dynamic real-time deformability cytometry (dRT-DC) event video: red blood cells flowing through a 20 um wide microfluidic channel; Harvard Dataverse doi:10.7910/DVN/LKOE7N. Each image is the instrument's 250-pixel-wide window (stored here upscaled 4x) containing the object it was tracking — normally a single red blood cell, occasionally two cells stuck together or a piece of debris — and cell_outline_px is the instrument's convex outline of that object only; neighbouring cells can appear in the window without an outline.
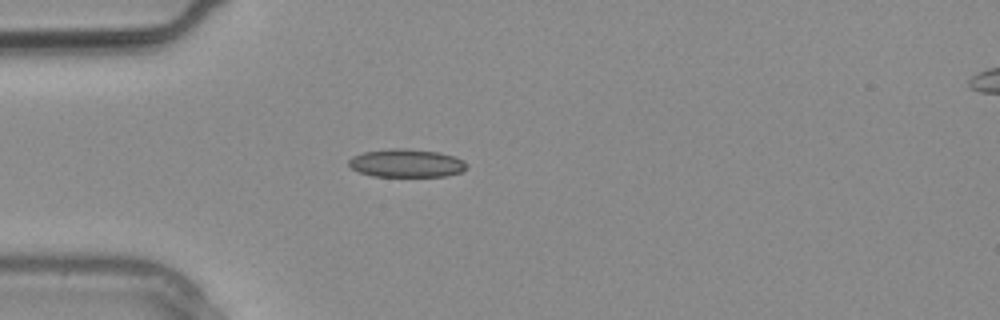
{"species": "common noctule bat (a hibernating species)", "species_latin": "Nyctalus noctula", "temperature_condition": "warm", "stored_images_in_passage": 7, "camera_frame_rate_fps": 3000, "um_per_image_px": 0.085, "animal": {"sex": "male", "body_mass_g": 20.4}, "frame": {"image": 1, "passage_image": 1, "time_ms": 0.0, "image_size_px": [1000, 320], "cell_outline_px": [[468, 168], [460, 172], [448, 176], [372, 176], [360, 172], [352, 168], [348, 164], [348, 160], [352, 156], [364, 152], [388, 148], [404, 148], [440, 152], [464, 160], [468, 164]], "centroid_in_image_um": [34.56, 13.86], "position_along_channel_um": 50.4, "area_um2": 19.48}}
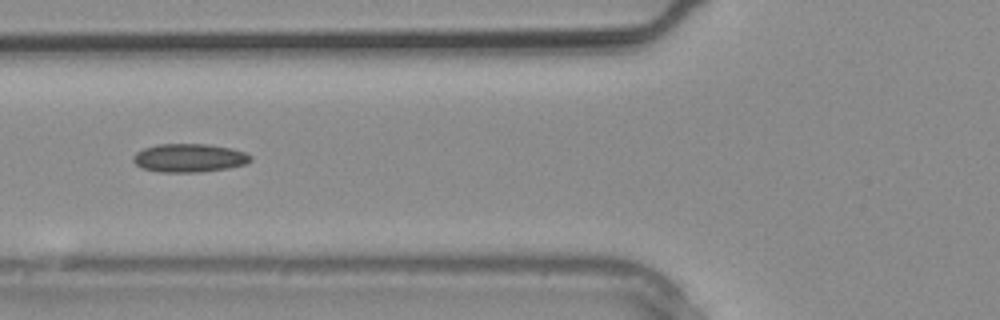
{"frame": {"image": 2, "passage_image": 4, "time_ms": 1.0, "image_size_px": [1000, 320], "cell_outline_px": [[252, 160], [244, 164], [228, 168], [200, 172], [160, 172], [140, 168], [132, 160], [132, 156], [136, 152], [144, 148], [156, 144], [208, 144], [232, 148], [244, 152], [252, 156]], "centroid_in_image_um": [16.06, 13.42], "position_along_channel_um": 109.7, "area_um2": 19.59}}